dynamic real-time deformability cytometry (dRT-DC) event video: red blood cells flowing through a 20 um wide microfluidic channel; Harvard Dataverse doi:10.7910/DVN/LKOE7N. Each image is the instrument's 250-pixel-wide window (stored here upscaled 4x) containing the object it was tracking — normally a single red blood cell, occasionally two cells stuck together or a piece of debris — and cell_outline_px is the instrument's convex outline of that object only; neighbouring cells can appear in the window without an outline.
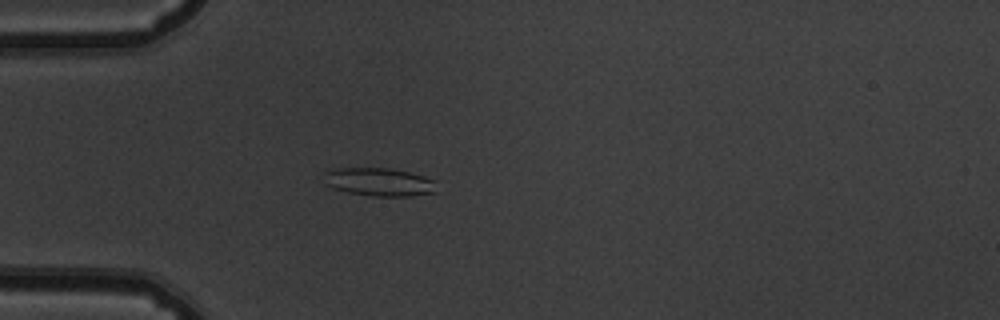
{"species": "common noctule bat (a hibernating species)", "species_latin": "Nyctalus noctula", "temperature_condition": "warm", "stored_images_in_passage": 39, "camera_frame_rate_fps": 3000, "um_per_image_px": 0.085, "animal": {"sex": "male", "body_mass_g": 19.5, "forearm_length_mm": 54.6}, "frame": {"image": 1, "passage_image": 1, "time_ms": 0.0, "image_size_px": [1000, 320], "cell_outline_px": [[436, 192], [412, 196], [372, 196], [348, 192], [332, 188], [324, 184], [324, 172], [336, 168], [388, 168], [408, 172], [424, 176], [432, 180]], "centroid_in_image_um": [32.17, 15.47], "position_along_channel_um": 52.8, "area_um2": 18.44}}
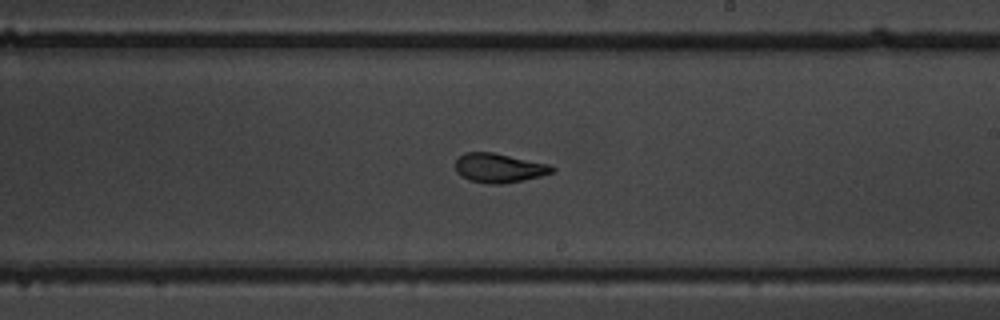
{"frame": {"image": 2, "passage_image": 17, "time_ms": 5.333, "image_size_px": [1000, 320], "cell_outline_px": [[556, 172], [540, 176], [500, 184], [488, 184], [468, 180], [460, 176], [456, 172], [456, 160], [464, 152], [492, 152], [552, 164], [556, 168]], "centroid_in_image_um": [42.44, 14.27], "position_along_channel_um": 246.6, "area_um2": 16.65}}
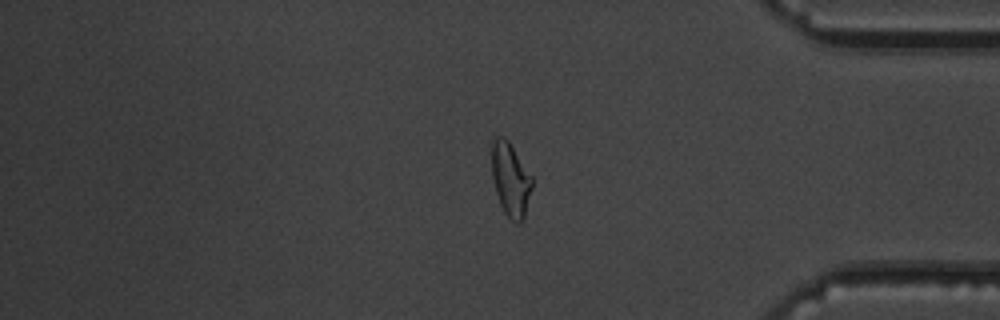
{"frame": {"image": 3, "passage_image": 30, "time_ms": 9.667, "image_size_px": [1000, 320], "cell_outline_px": [[532, 188], [524, 216], [516, 224], [504, 212], [500, 204], [496, 192], [492, 176], [492, 140], [496, 136], [504, 136], [508, 140], [532, 176]], "centroid_in_image_um": [43.39, 15.22], "position_along_channel_um": 391.8, "area_um2": 17.11}, "authors_computed_cell_mechanics": {"area_um2": 17.051, "velocity_mm_per_s": 3.8306, "shape_relaxation_time_tau1_ms": 6.0309, "shape_relaxation_time_tau2_ms": 1.7947, "deformation_change_tau1": 0.1755, "deformation_change_tau2": 0.0796}}